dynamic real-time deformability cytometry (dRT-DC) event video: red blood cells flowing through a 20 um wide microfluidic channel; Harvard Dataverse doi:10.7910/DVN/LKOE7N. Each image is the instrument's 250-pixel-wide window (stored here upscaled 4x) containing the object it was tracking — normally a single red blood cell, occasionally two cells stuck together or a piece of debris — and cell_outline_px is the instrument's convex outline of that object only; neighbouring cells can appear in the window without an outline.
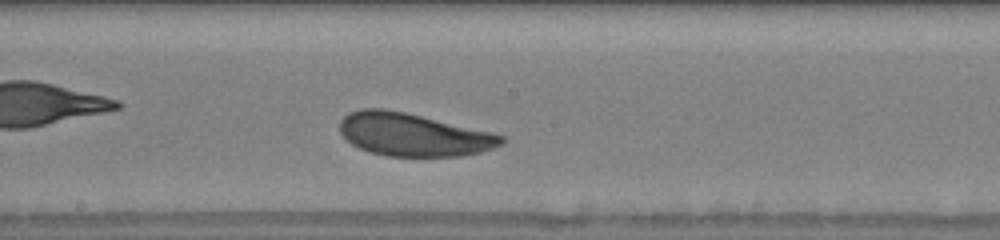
{"species": "human", "species_latin": "Homo sapiens", "temperature_condition": "warm", "stored_images_in_passage": 32, "camera_frame_rate_fps": 3000, "um_per_image_px": 0.085, "donor": {"sex": "male"}, "frame": {"image": 1, "passage_image": 14, "time_ms": 4.333, "image_size_px": [1000, 240], "cell_outline_px": [[504, 144], [480, 152], [460, 156], [388, 156], [372, 152], [360, 148], [352, 144], [340, 132], [340, 120], [348, 112], [360, 108], [384, 108], [404, 112], [492, 132], [504, 136]], "centroid_in_image_um": [35.11, 11.43], "position_along_channel_um": 213.1, "area_um2": 40.23}}